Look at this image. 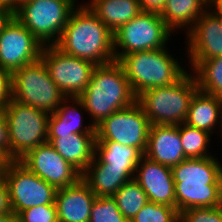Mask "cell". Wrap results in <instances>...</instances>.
<instances>
[{"mask_svg": "<svg viewBox=\"0 0 222 222\" xmlns=\"http://www.w3.org/2000/svg\"><path fill=\"white\" fill-rule=\"evenodd\" d=\"M71 13L55 44L62 52L89 61L96 66L116 61L114 33L86 3Z\"/></svg>", "mask_w": 222, "mask_h": 222, "instance_id": "6da1fadb", "label": "cell"}, {"mask_svg": "<svg viewBox=\"0 0 222 222\" xmlns=\"http://www.w3.org/2000/svg\"><path fill=\"white\" fill-rule=\"evenodd\" d=\"M171 171L179 213L222 205V164L216 158H186Z\"/></svg>", "mask_w": 222, "mask_h": 222, "instance_id": "7a4b0ae2", "label": "cell"}, {"mask_svg": "<svg viewBox=\"0 0 222 222\" xmlns=\"http://www.w3.org/2000/svg\"><path fill=\"white\" fill-rule=\"evenodd\" d=\"M136 98L122 66L114 61L96 66L85 91L69 101L88 112L96 127L112 113L132 105Z\"/></svg>", "mask_w": 222, "mask_h": 222, "instance_id": "3957f363", "label": "cell"}, {"mask_svg": "<svg viewBox=\"0 0 222 222\" xmlns=\"http://www.w3.org/2000/svg\"><path fill=\"white\" fill-rule=\"evenodd\" d=\"M165 48L133 52L117 61L136 97L148 89L171 85L187 72Z\"/></svg>", "mask_w": 222, "mask_h": 222, "instance_id": "277c9868", "label": "cell"}, {"mask_svg": "<svg viewBox=\"0 0 222 222\" xmlns=\"http://www.w3.org/2000/svg\"><path fill=\"white\" fill-rule=\"evenodd\" d=\"M198 90L196 78L187 72L175 83L148 89L136 98L151 125L185 123L190 100Z\"/></svg>", "mask_w": 222, "mask_h": 222, "instance_id": "5b68a950", "label": "cell"}, {"mask_svg": "<svg viewBox=\"0 0 222 222\" xmlns=\"http://www.w3.org/2000/svg\"><path fill=\"white\" fill-rule=\"evenodd\" d=\"M3 110L8 126L10 161H18L47 142L49 113L14 99Z\"/></svg>", "mask_w": 222, "mask_h": 222, "instance_id": "8992f818", "label": "cell"}, {"mask_svg": "<svg viewBox=\"0 0 222 222\" xmlns=\"http://www.w3.org/2000/svg\"><path fill=\"white\" fill-rule=\"evenodd\" d=\"M66 98L41 58L12 73V99L16 101L52 114Z\"/></svg>", "mask_w": 222, "mask_h": 222, "instance_id": "52a82bcc", "label": "cell"}, {"mask_svg": "<svg viewBox=\"0 0 222 222\" xmlns=\"http://www.w3.org/2000/svg\"><path fill=\"white\" fill-rule=\"evenodd\" d=\"M75 3V0H30L20 5L14 16L43 46L55 45L77 6Z\"/></svg>", "mask_w": 222, "mask_h": 222, "instance_id": "ba28073f", "label": "cell"}, {"mask_svg": "<svg viewBox=\"0 0 222 222\" xmlns=\"http://www.w3.org/2000/svg\"><path fill=\"white\" fill-rule=\"evenodd\" d=\"M172 32L160 14L142 11L114 32L115 59L118 61L133 52L164 48Z\"/></svg>", "mask_w": 222, "mask_h": 222, "instance_id": "9c48e42d", "label": "cell"}, {"mask_svg": "<svg viewBox=\"0 0 222 222\" xmlns=\"http://www.w3.org/2000/svg\"><path fill=\"white\" fill-rule=\"evenodd\" d=\"M150 126L148 117L136 101L99 123L95 127L96 141H115L133 146L144 155Z\"/></svg>", "mask_w": 222, "mask_h": 222, "instance_id": "30bf717a", "label": "cell"}, {"mask_svg": "<svg viewBox=\"0 0 222 222\" xmlns=\"http://www.w3.org/2000/svg\"><path fill=\"white\" fill-rule=\"evenodd\" d=\"M14 215L27 208L55 203L57 189L29 171L19 161H9L2 173Z\"/></svg>", "mask_w": 222, "mask_h": 222, "instance_id": "8fae6325", "label": "cell"}, {"mask_svg": "<svg viewBox=\"0 0 222 222\" xmlns=\"http://www.w3.org/2000/svg\"><path fill=\"white\" fill-rule=\"evenodd\" d=\"M41 59L66 97H79L90 82L95 64L62 52L55 45L43 46Z\"/></svg>", "mask_w": 222, "mask_h": 222, "instance_id": "7c38bea8", "label": "cell"}, {"mask_svg": "<svg viewBox=\"0 0 222 222\" xmlns=\"http://www.w3.org/2000/svg\"><path fill=\"white\" fill-rule=\"evenodd\" d=\"M43 45L15 16L0 33V67L13 73L41 58Z\"/></svg>", "mask_w": 222, "mask_h": 222, "instance_id": "4fadbf2b", "label": "cell"}, {"mask_svg": "<svg viewBox=\"0 0 222 222\" xmlns=\"http://www.w3.org/2000/svg\"><path fill=\"white\" fill-rule=\"evenodd\" d=\"M18 161L56 189L73 185L81 178V173L48 142L30 150Z\"/></svg>", "mask_w": 222, "mask_h": 222, "instance_id": "5bb4252c", "label": "cell"}, {"mask_svg": "<svg viewBox=\"0 0 222 222\" xmlns=\"http://www.w3.org/2000/svg\"><path fill=\"white\" fill-rule=\"evenodd\" d=\"M186 33L192 70L203 60L222 56V19L212 9L201 14Z\"/></svg>", "mask_w": 222, "mask_h": 222, "instance_id": "9a60e30c", "label": "cell"}, {"mask_svg": "<svg viewBox=\"0 0 222 222\" xmlns=\"http://www.w3.org/2000/svg\"><path fill=\"white\" fill-rule=\"evenodd\" d=\"M135 172L134 180L145 191L148 202L164 204L176 208L175 184L171 167L159 164L142 156Z\"/></svg>", "mask_w": 222, "mask_h": 222, "instance_id": "2e32d148", "label": "cell"}, {"mask_svg": "<svg viewBox=\"0 0 222 222\" xmlns=\"http://www.w3.org/2000/svg\"><path fill=\"white\" fill-rule=\"evenodd\" d=\"M96 197L81 178L73 185L57 189L55 204L58 222H89Z\"/></svg>", "mask_w": 222, "mask_h": 222, "instance_id": "e0dca14e", "label": "cell"}, {"mask_svg": "<svg viewBox=\"0 0 222 222\" xmlns=\"http://www.w3.org/2000/svg\"><path fill=\"white\" fill-rule=\"evenodd\" d=\"M144 156L168 167L185 160L179 125H151Z\"/></svg>", "mask_w": 222, "mask_h": 222, "instance_id": "ac0fdd59", "label": "cell"}, {"mask_svg": "<svg viewBox=\"0 0 222 222\" xmlns=\"http://www.w3.org/2000/svg\"><path fill=\"white\" fill-rule=\"evenodd\" d=\"M47 142L73 167L82 173L95 156L96 134H71L47 137Z\"/></svg>", "mask_w": 222, "mask_h": 222, "instance_id": "d6986e66", "label": "cell"}, {"mask_svg": "<svg viewBox=\"0 0 222 222\" xmlns=\"http://www.w3.org/2000/svg\"><path fill=\"white\" fill-rule=\"evenodd\" d=\"M135 170L103 168L95 159L81 173V179L97 197H112L126 182L134 179Z\"/></svg>", "mask_w": 222, "mask_h": 222, "instance_id": "ffe728a7", "label": "cell"}, {"mask_svg": "<svg viewBox=\"0 0 222 222\" xmlns=\"http://www.w3.org/2000/svg\"><path fill=\"white\" fill-rule=\"evenodd\" d=\"M222 98L197 90L190 100L185 123L212 134L218 120L222 132Z\"/></svg>", "mask_w": 222, "mask_h": 222, "instance_id": "44dd1931", "label": "cell"}, {"mask_svg": "<svg viewBox=\"0 0 222 222\" xmlns=\"http://www.w3.org/2000/svg\"><path fill=\"white\" fill-rule=\"evenodd\" d=\"M87 5L113 33L142 12L138 0H91Z\"/></svg>", "mask_w": 222, "mask_h": 222, "instance_id": "7402d4cb", "label": "cell"}, {"mask_svg": "<svg viewBox=\"0 0 222 222\" xmlns=\"http://www.w3.org/2000/svg\"><path fill=\"white\" fill-rule=\"evenodd\" d=\"M143 154L133 146L115 141H96L94 159L103 168L136 170Z\"/></svg>", "mask_w": 222, "mask_h": 222, "instance_id": "603a6c76", "label": "cell"}, {"mask_svg": "<svg viewBox=\"0 0 222 222\" xmlns=\"http://www.w3.org/2000/svg\"><path fill=\"white\" fill-rule=\"evenodd\" d=\"M209 5L210 0H166L160 16L172 31L188 26V32L199 16L210 7Z\"/></svg>", "mask_w": 222, "mask_h": 222, "instance_id": "cb8c5ba5", "label": "cell"}, {"mask_svg": "<svg viewBox=\"0 0 222 222\" xmlns=\"http://www.w3.org/2000/svg\"><path fill=\"white\" fill-rule=\"evenodd\" d=\"M68 97L62 102L57 110L50 114L48 119V136L60 137L71 134H96L95 126L91 123L82 127V113L77 106L68 105ZM66 105H65V104Z\"/></svg>", "mask_w": 222, "mask_h": 222, "instance_id": "d4e9b609", "label": "cell"}, {"mask_svg": "<svg viewBox=\"0 0 222 222\" xmlns=\"http://www.w3.org/2000/svg\"><path fill=\"white\" fill-rule=\"evenodd\" d=\"M192 71L198 90L222 98V56L203 60Z\"/></svg>", "mask_w": 222, "mask_h": 222, "instance_id": "484cf974", "label": "cell"}, {"mask_svg": "<svg viewBox=\"0 0 222 222\" xmlns=\"http://www.w3.org/2000/svg\"><path fill=\"white\" fill-rule=\"evenodd\" d=\"M112 197L129 222L148 203L145 191L134 179L124 183Z\"/></svg>", "mask_w": 222, "mask_h": 222, "instance_id": "4316f807", "label": "cell"}, {"mask_svg": "<svg viewBox=\"0 0 222 222\" xmlns=\"http://www.w3.org/2000/svg\"><path fill=\"white\" fill-rule=\"evenodd\" d=\"M179 134L186 158H206L212 156L207 153V145L210 142L211 136L209 132L182 123L179 124Z\"/></svg>", "mask_w": 222, "mask_h": 222, "instance_id": "83f0119b", "label": "cell"}, {"mask_svg": "<svg viewBox=\"0 0 222 222\" xmlns=\"http://www.w3.org/2000/svg\"><path fill=\"white\" fill-rule=\"evenodd\" d=\"M130 222H180L177 208L148 202Z\"/></svg>", "mask_w": 222, "mask_h": 222, "instance_id": "f1b7e54d", "label": "cell"}, {"mask_svg": "<svg viewBox=\"0 0 222 222\" xmlns=\"http://www.w3.org/2000/svg\"><path fill=\"white\" fill-rule=\"evenodd\" d=\"M89 222H129L117 207L113 197H96Z\"/></svg>", "mask_w": 222, "mask_h": 222, "instance_id": "f546056e", "label": "cell"}, {"mask_svg": "<svg viewBox=\"0 0 222 222\" xmlns=\"http://www.w3.org/2000/svg\"><path fill=\"white\" fill-rule=\"evenodd\" d=\"M16 217L17 222H58L55 203L27 208Z\"/></svg>", "mask_w": 222, "mask_h": 222, "instance_id": "4dcf8cb0", "label": "cell"}, {"mask_svg": "<svg viewBox=\"0 0 222 222\" xmlns=\"http://www.w3.org/2000/svg\"><path fill=\"white\" fill-rule=\"evenodd\" d=\"M180 222H222V205L184 210L180 213Z\"/></svg>", "mask_w": 222, "mask_h": 222, "instance_id": "1f68e13d", "label": "cell"}, {"mask_svg": "<svg viewBox=\"0 0 222 222\" xmlns=\"http://www.w3.org/2000/svg\"><path fill=\"white\" fill-rule=\"evenodd\" d=\"M12 99V73L0 67V108Z\"/></svg>", "mask_w": 222, "mask_h": 222, "instance_id": "d6a6232c", "label": "cell"}, {"mask_svg": "<svg viewBox=\"0 0 222 222\" xmlns=\"http://www.w3.org/2000/svg\"><path fill=\"white\" fill-rule=\"evenodd\" d=\"M0 151L9 159L8 126L3 108H0Z\"/></svg>", "mask_w": 222, "mask_h": 222, "instance_id": "836d02e7", "label": "cell"}, {"mask_svg": "<svg viewBox=\"0 0 222 222\" xmlns=\"http://www.w3.org/2000/svg\"><path fill=\"white\" fill-rule=\"evenodd\" d=\"M13 213L10 198L9 190L7 183L2 175H0V214Z\"/></svg>", "mask_w": 222, "mask_h": 222, "instance_id": "e575fe53", "label": "cell"}, {"mask_svg": "<svg viewBox=\"0 0 222 222\" xmlns=\"http://www.w3.org/2000/svg\"><path fill=\"white\" fill-rule=\"evenodd\" d=\"M143 12H155L160 14L165 7L166 0H138Z\"/></svg>", "mask_w": 222, "mask_h": 222, "instance_id": "d590c367", "label": "cell"}, {"mask_svg": "<svg viewBox=\"0 0 222 222\" xmlns=\"http://www.w3.org/2000/svg\"><path fill=\"white\" fill-rule=\"evenodd\" d=\"M14 16V13L8 8L0 6V33L3 30V27L10 21Z\"/></svg>", "mask_w": 222, "mask_h": 222, "instance_id": "8d00e7d4", "label": "cell"}, {"mask_svg": "<svg viewBox=\"0 0 222 222\" xmlns=\"http://www.w3.org/2000/svg\"><path fill=\"white\" fill-rule=\"evenodd\" d=\"M0 6L8 8L13 13L16 12V0H0Z\"/></svg>", "mask_w": 222, "mask_h": 222, "instance_id": "74e56055", "label": "cell"}, {"mask_svg": "<svg viewBox=\"0 0 222 222\" xmlns=\"http://www.w3.org/2000/svg\"><path fill=\"white\" fill-rule=\"evenodd\" d=\"M0 222H17V217L13 213L0 214Z\"/></svg>", "mask_w": 222, "mask_h": 222, "instance_id": "f35d334b", "label": "cell"}, {"mask_svg": "<svg viewBox=\"0 0 222 222\" xmlns=\"http://www.w3.org/2000/svg\"><path fill=\"white\" fill-rule=\"evenodd\" d=\"M213 6L215 7L213 10L216 11V13L222 19V2L220 0H214L210 2V7L213 8Z\"/></svg>", "mask_w": 222, "mask_h": 222, "instance_id": "ab89813d", "label": "cell"}, {"mask_svg": "<svg viewBox=\"0 0 222 222\" xmlns=\"http://www.w3.org/2000/svg\"><path fill=\"white\" fill-rule=\"evenodd\" d=\"M9 161L10 160L0 151V175H2Z\"/></svg>", "mask_w": 222, "mask_h": 222, "instance_id": "60d3db41", "label": "cell"}, {"mask_svg": "<svg viewBox=\"0 0 222 222\" xmlns=\"http://www.w3.org/2000/svg\"><path fill=\"white\" fill-rule=\"evenodd\" d=\"M30 0H16V11L20 5Z\"/></svg>", "mask_w": 222, "mask_h": 222, "instance_id": "b9f144b4", "label": "cell"}]
</instances>
